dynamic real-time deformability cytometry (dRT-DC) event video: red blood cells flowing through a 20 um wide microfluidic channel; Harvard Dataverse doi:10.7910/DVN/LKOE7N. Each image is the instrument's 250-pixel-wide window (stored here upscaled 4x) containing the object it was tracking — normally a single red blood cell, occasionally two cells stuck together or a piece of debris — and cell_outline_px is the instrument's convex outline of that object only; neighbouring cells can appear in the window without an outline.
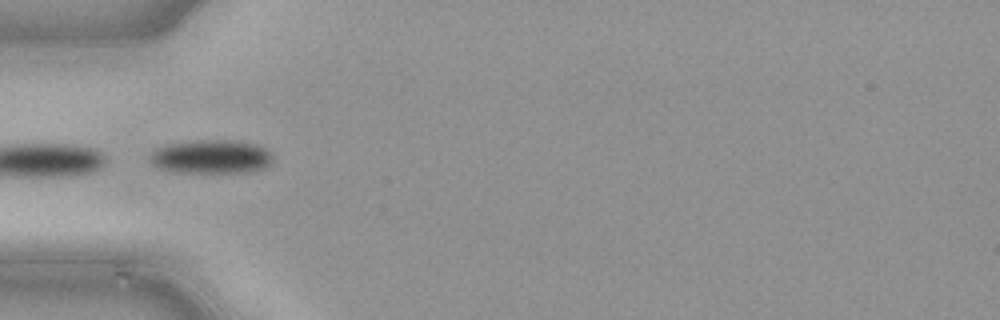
{"species": "common noctule bat (a hibernating species)", "species_latin": "Nyctalus noctula", "temperature_condition": "cold", "stored_images_in_passage": 3, "camera_frame_rate_fps": 3000, "um_per_image_px": 0.085, "animal": {"sex": "male", "body_mass_g": 21.5, "forearm_length_mm": 52.0}, "frame": {"image": 1, "passage_image": 1, "time_ms": 0.0, "image_size_px": [1000, 320], "cell_outline_px": [[272, 160], [264, 168], [248, 172], [172, 172], [160, 168], [152, 164], [152, 152], [156, 148], [172, 144], [200, 140], [228, 140], [256, 144], [264, 148], [272, 156]], "centroid_in_image_um": [17.96, 13.33], "position_along_channel_um": 67.0, "area_um2": 23.7}}